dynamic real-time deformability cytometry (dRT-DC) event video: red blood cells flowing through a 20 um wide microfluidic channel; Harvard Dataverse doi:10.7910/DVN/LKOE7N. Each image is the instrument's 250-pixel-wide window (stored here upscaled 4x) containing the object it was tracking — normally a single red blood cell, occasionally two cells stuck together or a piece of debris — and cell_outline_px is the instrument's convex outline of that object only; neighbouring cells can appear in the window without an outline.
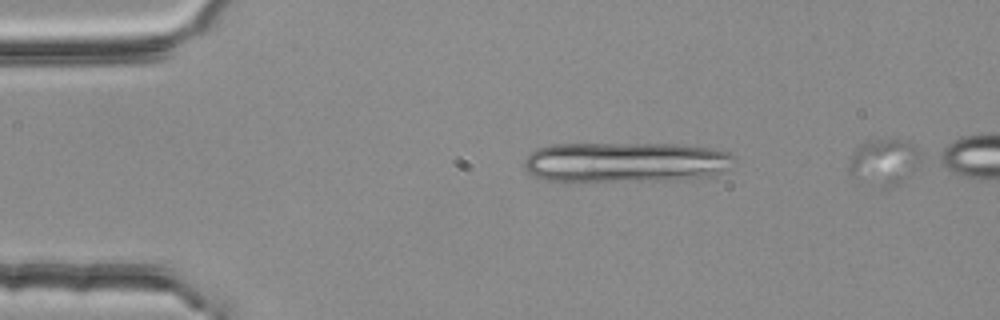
{"species": "common noctule bat (a hibernating species)", "species_latin": "Nyctalus noctula", "temperature_condition": "room temperature", "stored_images_in_passage": 4, "camera_frame_rate_fps": 3000, "um_per_image_px": 0.085, "animal": {"sex": "female", "body_mass_g": 25.1}, "frame": {"image": 1, "passage_image": 1, "time_ms": 0.0, "image_size_px": [1000, 320], "cell_outline_px": [[732, 168], [708, 176], [684, 180], [544, 180], [532, 176], [528, 172], [524, 164], [524, 160], [536, 148], [552, 144], [680, 144], [712, 148], [728, 152], [732, 156]], "centroid_in_image_um": [53.19, 13.77], "position_along_channel_um": 31.8, "area_um2": 49.13}}